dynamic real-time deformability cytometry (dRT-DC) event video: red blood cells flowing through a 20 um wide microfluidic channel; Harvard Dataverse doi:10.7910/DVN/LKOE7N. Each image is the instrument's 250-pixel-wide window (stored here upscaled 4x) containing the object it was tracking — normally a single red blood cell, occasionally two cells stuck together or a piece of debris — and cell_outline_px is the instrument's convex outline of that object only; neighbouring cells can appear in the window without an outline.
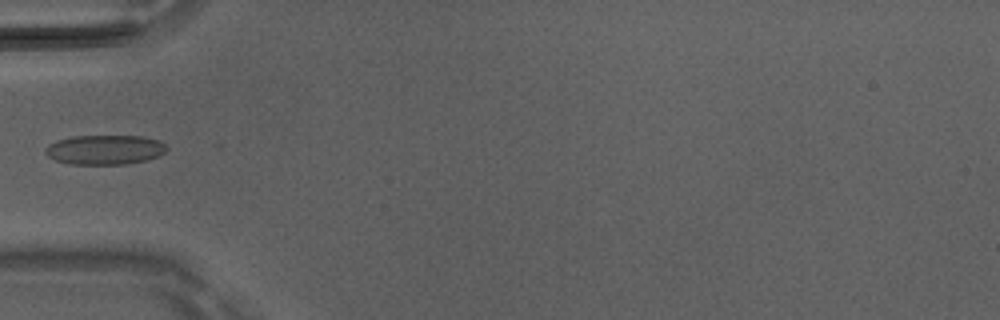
{"species": "Egyptian fruit bat (a non-hibernating species)", "species_latin": "Rousettus aegyptiacus", "temperature_condition": "room temperature", "stored_images_in_passage": 2, "camera_frame_rate_fps": 3000, "um_per_image_px": 0.085, "animal": {"sex": "male"}, "frame": {"image": 1, "passage_image": 1, "time_ms": 0.0, "image_size_px": [1000, 320], "cell_outline_px": [[168, 148], [160, 156], [148, 160], [124, 164], [68, 164], [56, 160], [48, 156], [44, 152], [44, 148], [48, 144], [56, 140], [72, 136], [144, 136], [160, 140]], "centroid_in_image_um": [8.91, 12.72], "position_along_channel_um": 76.1, "area_um2": 21.15}}